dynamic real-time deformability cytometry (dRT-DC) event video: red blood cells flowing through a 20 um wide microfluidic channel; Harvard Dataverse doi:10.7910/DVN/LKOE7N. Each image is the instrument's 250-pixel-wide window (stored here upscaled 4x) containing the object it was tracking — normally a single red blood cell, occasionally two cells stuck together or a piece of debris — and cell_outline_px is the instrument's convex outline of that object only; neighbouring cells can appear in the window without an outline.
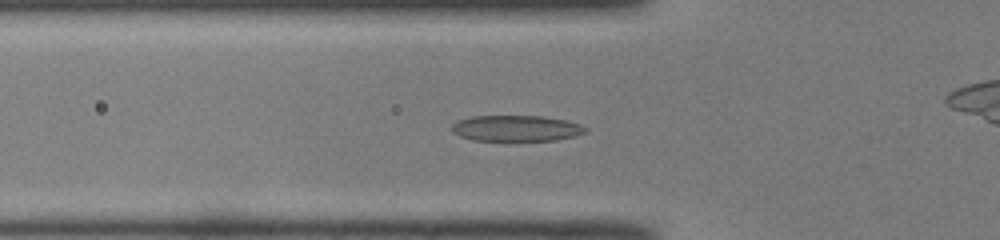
{"species": "common noctule bat (a hibernating species)", "species_latin": "Nyctalus noctula", "temperature_condition": "room temperature", "stored_images_in_passage": 52, "camera_frame_rate_fps": 3000, "um_per_image_px": 0.085, "animal": {"sex": "male", "body_mass_g": 19.0, "forearm_length_mm": 50.8}, "frame": {"image": 1, "passage_image": 18, "time_ms": 5.667, "image_size_px": [1000, 240], "cell_outline_px": [[588, 132], [576, 136], [556, 140], [472, 140], [460, 136], [452, 132], [452, 124], [456, 120], [472, 116], [544, 116], [564, 120], [580, 124], [588, 128]], "centroid_in_image_um": [43.89, 10.9], "position_along_channel_um": 81.9, "area_um2": 20.29}}
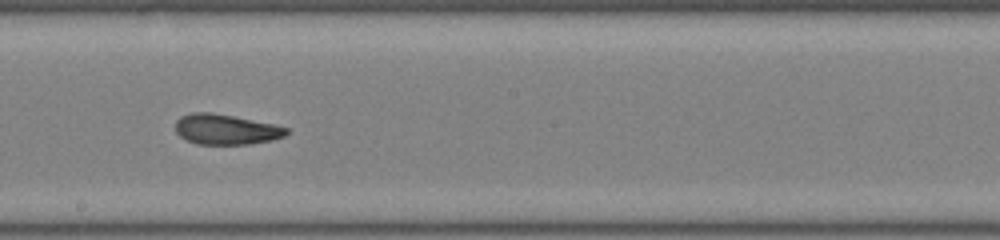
{"frame": {"image": 2, "passage_image": 29, "time_ms": 9.333, "image_size_px": [1000, 240], "cell_outline_px": [[288, 132], [284, 136], [272, 140], [248, 144], [196, 144], [180, 136], [176, 132], [176, 120], [180, 116], [192, 112], [212, 112], [272, 124], [288, 128]], "centroid_in_image_um": [19.17, 10.99], "position_along_channel_um": 229.0, "area_um2": 19.42}}
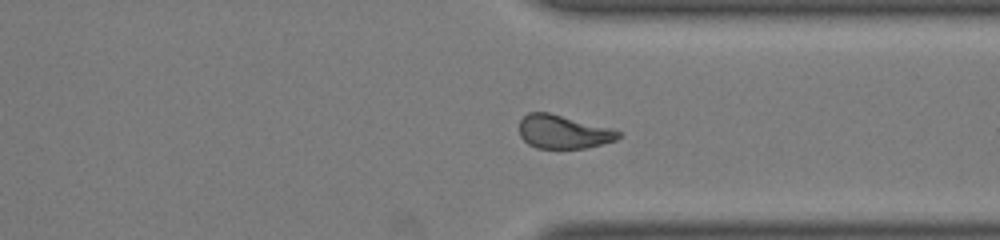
{"frame": {"image": 3, "passage_image": 39, "time_ms": 12.667, "image_size_px": [1000, 240], "cell_outline_px": [[620, 136], [616, 140], [584, 148], [536, 148], [528, 144], [520, 136], [520, 120], [528, 112], [548, 112], [612, 128], [620, 132]], "centroid_in_image_um": [47.86, 11.2], "position_along_channel_um": 363.5, "area_um2": 19.25}, "authors_computed_cell_mechanics": {"area_um2": 19.9988, "velocity_mm_per_s": 4.0153, "shape_relaxation_time_tau1_ms": 6.6986, "shape_relaxation_time_tau2_ms": 2.2686, "deformation_change_tau1": 0.2106, "deformation_change_tau2": 0.0956}}